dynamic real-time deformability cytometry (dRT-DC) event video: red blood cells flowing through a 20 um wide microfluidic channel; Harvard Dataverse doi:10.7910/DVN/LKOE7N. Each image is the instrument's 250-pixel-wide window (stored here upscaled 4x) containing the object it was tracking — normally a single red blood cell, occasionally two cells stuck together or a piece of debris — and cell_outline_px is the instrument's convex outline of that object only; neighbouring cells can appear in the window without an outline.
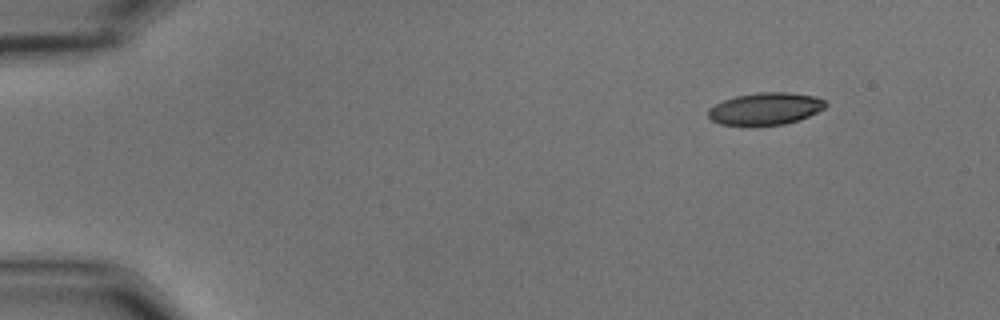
{"species": "common noctule bat (a hibernating species)", "species_latin": "Nyctalus noctula", "temperature_condition": "cold", "stored_images_in_passage": 3, "camera_frame_rate_fps": 3000, "um_per_image_px": 0.085, "animal": {"sex": "male", "body_mass_g": 15.6}, "frame": {"image": 1, "passage_image": 1, "time_ms": 0.0, "image_size_px": [1000, 320], "cell_outline_px": [[828, 104], [824, 108], [808, 116], [784, 124], [720, 124], [712, 120], [708, 116], [708, 108], [724, 100], [736, 96], [760, 92], [788, 92], [816, 96], [824, 100]], "centroid_in_image_um": [65.07, 9.21], "position_along_channel_um": 19.9, "area_um2": 21.56}}